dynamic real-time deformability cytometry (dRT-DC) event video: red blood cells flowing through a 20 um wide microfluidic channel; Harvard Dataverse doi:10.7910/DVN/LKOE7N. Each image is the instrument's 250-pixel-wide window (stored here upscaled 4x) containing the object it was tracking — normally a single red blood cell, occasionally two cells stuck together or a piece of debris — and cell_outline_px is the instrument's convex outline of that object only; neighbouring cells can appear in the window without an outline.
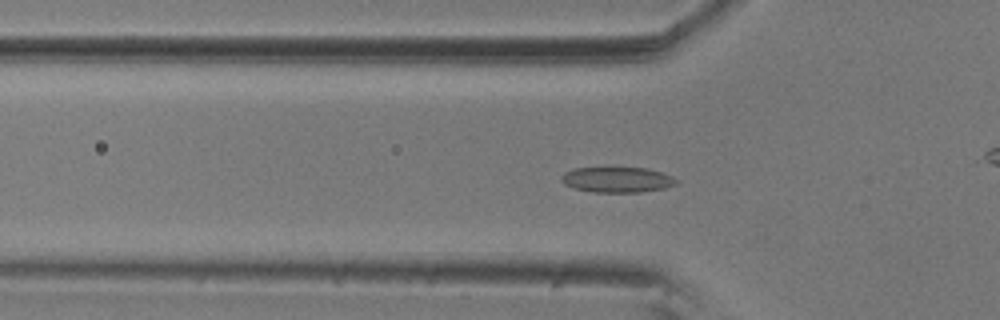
{"species": "common noctule bat (a hibernating species)", "species_latin": "Nyctalus noctula", "temperature_condition": "room temperature", "stored_images_in_passage": 28, "camera_frame_rate_fps": 3000, "um_per_image_px": 0.085, "animal": {"sex": "male", "body_mass_g": 20.5, "forearm_length_mm": 52.5}, "frame": {"image": 1, "passage_image": 5, "time_ms": 1.333, "image_size_px": [1000, 320], "cell_outline_px": [[680, 180], [676, 184], [664, 188], [640, 192], [592, 192], [576, 188], [564, 184], [560, 180], [560, 176], [564, 172], [572, 168], [648, 168], [672, 176]], "centroid_in_image_um": [52.45, 15.27], "position_along_channel_um": 73.4, "area_um2": 17.05}}
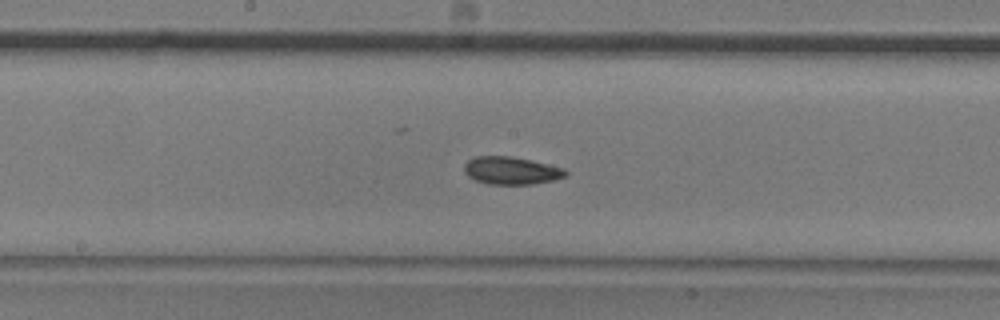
{"frame": {"image": 2, "passage_image": 16, "time_ms": 5.0, "image_size_px": [1000, 320], "cell_outline_px": [[568, 172], [564, 176], [552, 180], [532, 184], [488, 184], [476, 180], [468, 176], [464, 172], [464, 164], [468, 160], [476, 156], [508, 156], [528, 160], [564, 168]], "centroid_in_image_um": [43.41, 14.5], "position_along_channel_um": 204.8, "area_um2": 16.07}}
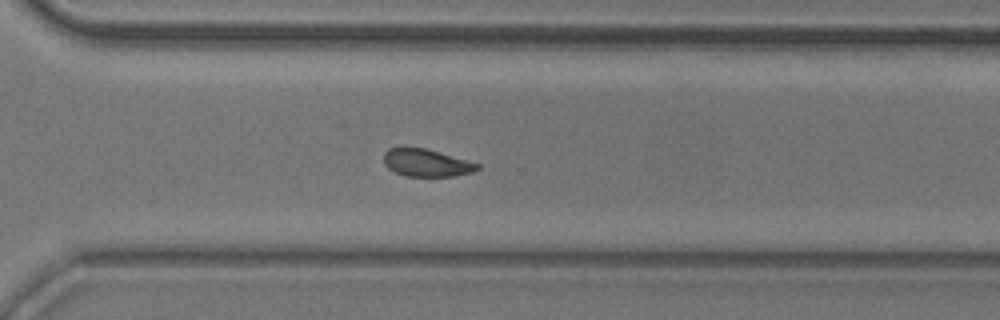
{"frame": {"image": 3, "passage_image": 27, "time_ms": 8.667, "image_size_px": [1000, 320], "cell_outline_px": [[480, 168], [472, 172], [456, 176], [404, 176], [388, 168], [384, 164], [384, 152], [388, 148], [404, 144], [424, 148], [480, 164]], "centroid_in_image_um": [36.17, 13.8], "position_along_channel_um": 334.4, "area_um2": 15.32}}